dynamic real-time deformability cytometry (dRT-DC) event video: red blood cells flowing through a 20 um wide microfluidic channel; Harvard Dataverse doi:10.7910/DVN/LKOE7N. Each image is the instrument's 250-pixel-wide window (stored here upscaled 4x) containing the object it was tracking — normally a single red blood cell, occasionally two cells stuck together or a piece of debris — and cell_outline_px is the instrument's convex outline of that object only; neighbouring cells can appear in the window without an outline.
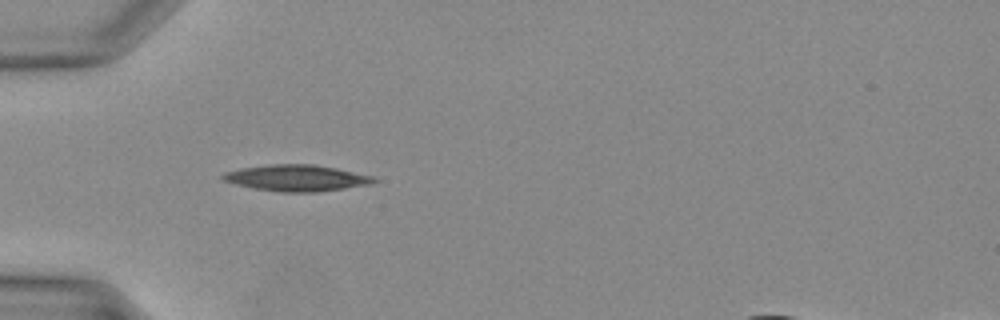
{"species": "Egyptian fruit bat (a non-hibernating species)", "species_latin": "Rousettus aegyptiacus", "temperature_condition": "warm", "stored_images_in_passage": 29, "camera_frame_rate_fps": 3000, "um_per_image_px": 0.085, "animal": {"sex": "female"}, "frame": {"image": 1, "passage_image": 3, "time_ms": 0.667, "image_size_px": [1000, 320], "cell_outline_px": [[380, 180], [372, 184], [316, 192], [280, 192], [252, 188], [236, 184], [224, 180], [220, 176], [224, 172], [240, 168], [272, 164], [312, 164], [336, 168], [372, 176]], "centroid_in_image_um": [25.21, 15.13], "position_along_channel_um": 59.8, "area_um2": 23.12}}
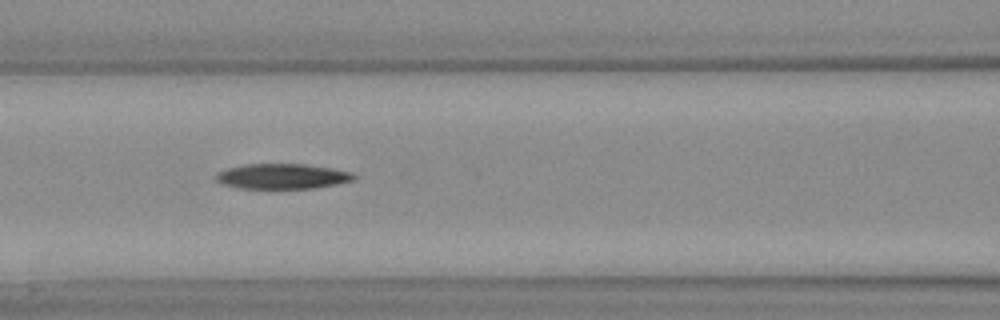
{"frame": {"image": 2, "passage_image": 8, "time_ms": 2.333, "image_size_px": [1000, 320], "cell_outline_px": [[356, 180], [316, 188], [240, 188], [224, 184], [216, 180], [212, 176], [216, 172], [228, 168], [244, 164], [304, 164], [332, 168], [352, 172], [356, 176]], "centroid_in_image_um": [23.99, 14.98], "position_along_channel_um": 142.6, "area_um2": 20.35}}
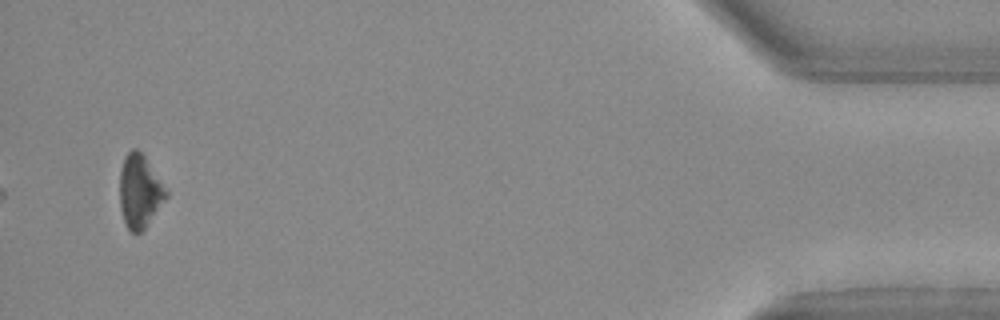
{"frame": {"image": 3, "passage_image": 28, "time_ms": 9.0, "image_size_px": [1000, 320], "cell_outline_px": [[168, 196], [148, 224], [140, 232], [132, 232], [128, 228], [124, 220], [120, 208], [120, 168], [124, 156], [132, 148], [136, 148], [144, 156], [168, 192]], "centroid_in_image_um": [11.86, 16.25], "position_along_channel_um": 423.3, "area_um2": 19.54}}